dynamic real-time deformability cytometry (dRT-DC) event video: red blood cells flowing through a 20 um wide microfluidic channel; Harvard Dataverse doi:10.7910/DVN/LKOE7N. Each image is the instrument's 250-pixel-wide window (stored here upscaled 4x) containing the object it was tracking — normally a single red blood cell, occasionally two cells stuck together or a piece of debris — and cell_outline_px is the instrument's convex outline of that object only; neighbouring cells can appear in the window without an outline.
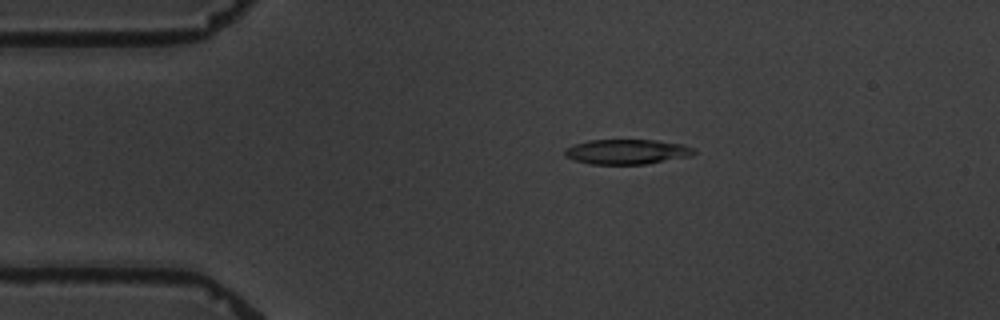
{"species": "common noctule bat (a hibernating species)", "species_latin": "Nyctalus noctula", "temperature_condition": "warm", "stored_images_in_passage": 9, "camera_frame_rate_fps": 3000, "um_per_image_px": 0.085, "animal": {"sex": "male", "body_mass_g": 19.5, "forearm_length_mm": 54.6}, "frame": {"image": 1, "passage_image": 2, "time_ms": 1.0, "image_size_px": [1000, 320], "cell_outline_px": [[696, 152], [692, 156], [648, 164], [592, 164], [576, 160], [564, 156], [564, 148], [572, 144], [588, 140], [656, 140], [684, 144], [696, 148]], "centroid_in_image_um": [53.32, 12.89], "position_along_channel_um": 31.7, "area_um2": 19.07}}
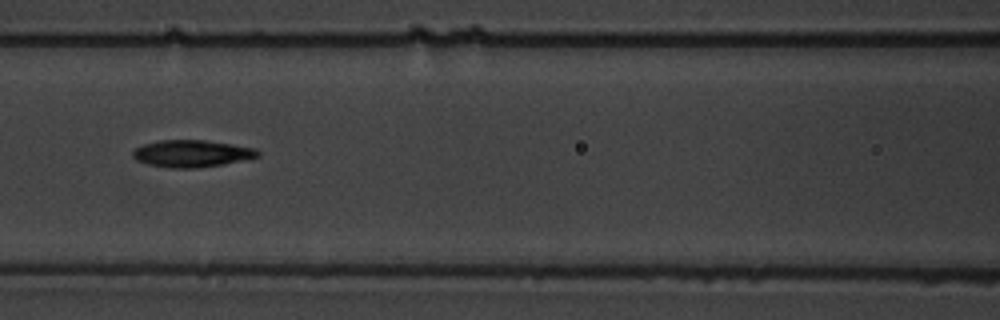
{"frame": {"image": 2, "passage_image": 6, "time_ms": 5.667, "image_size_px": [1000, 320], "cell_outline_px": [[260, 156], [224, 164], [196, 168], [168, 168], [148, 164], [136, 160], [132, 156], [132, 152], [136, 148], [144, 144], [160, 140], [204, 140], [232, 144], [256, 148], [260, 152]], "centroid_in_image_um": [16.3, 13.05], "position_along_channel_um": 150.3, "area_um2": 19.71}}
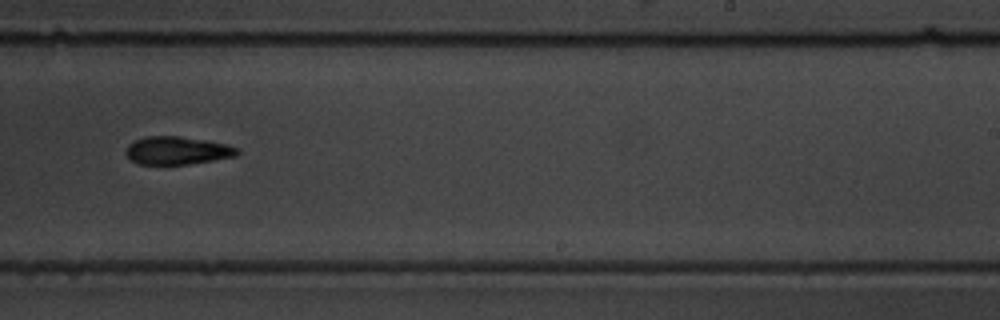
{"frame": {"image": 3, "passage_image": 9, "time_ms": 9.333, "image_size_px": [1000, 320], "cell_outline_px": [[240, 152], [236, 156], [188, 164], [136, 164], [124, 152], [128, 144], [132, 140], [148, 136], [180, 136], [228, 144], [236, 148]], "centroid_in_image_um": [15.02, 12.79], "position_along_channel_um": 274.0, "area_um2": 18.15}}